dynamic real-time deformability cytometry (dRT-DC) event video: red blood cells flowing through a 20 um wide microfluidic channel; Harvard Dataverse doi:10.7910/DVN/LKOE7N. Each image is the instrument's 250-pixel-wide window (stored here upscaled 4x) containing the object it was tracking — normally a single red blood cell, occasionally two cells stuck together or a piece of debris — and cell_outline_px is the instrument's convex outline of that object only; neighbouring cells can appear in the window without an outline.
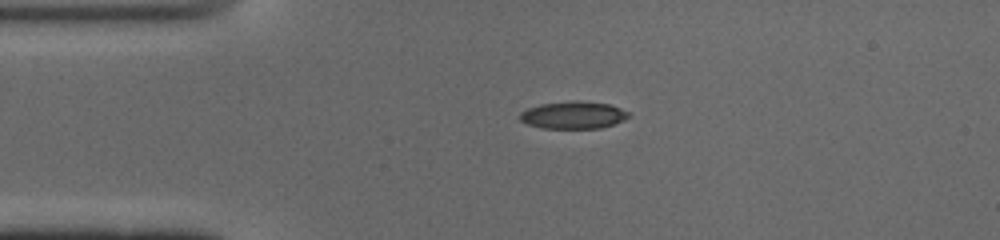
{"species": "common noctule bat (a hibernating species)", "species_latin": "Nyctalus noctula", "temperature_condition": "cold", "stored_images_in_passage": 41, "camera_frame_rate_fps": 3000, "um_per_image_px": 0.085, "animal": {"sex": "male", "body_mass_g": 19.0, "forearm_length_mm": 50.8}, "frame": {"image": 1, "passage_image": 1, "time_ms": 0.0, "image_size_px": [1000, 240], "cell_outline_px": [[628, 116], [624, 120], [600, 128], [540, 128], [528, 124], [520, 120], [520, 112], [528, 108], [540, 104], [572, 100], [580, 100], [608, 104], [620, 108], [628, 112]], "centroid_in_image_um": [48.7, 9.77], "position_along_channel_um": 36.3, "area_um2": 17.28}}
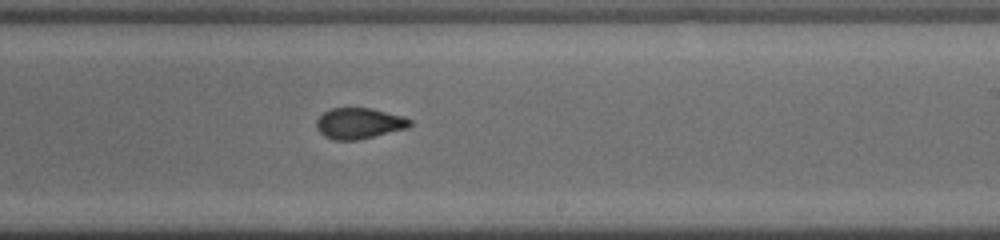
{"frame": {"image": 2, "passage_image": 20, "time_ms": 6.333, "image_size_px": [1000, 240], "cell_outline_px": [[412, 124], [408, 128], [356, 140], [336, 140], [324, 136], [316, 128], [316, 120], [324, 112], [332, 108], [372, 108], [400, 116], [412, 120]], "centroid_in_image_um": [30.5, 10.48], "position_along_channel_um": 258.5, "area_um2": 16.65}}
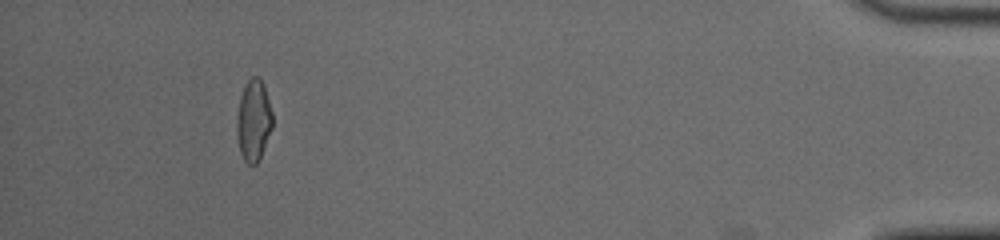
{"frame": {"image": 3, "passage_image": 37, "time_ms": 12.0, "image_size_px": [1000, 240], "cell_outline_px": [[272, 128], [260, 156], [256, 164], [248, 164], [244, 160], [240, 152], [236, 128], [236, 116], [240, 96], [248, 80], [252, 76], [256, 76], [264, 84], [272, 112]], "centroid_in_image_um": [21.54, 10.22], "position_along_channel_um": 413.7, "area_um2": 16.76}, "authors_computed_cell_mechanics": {"area_um2": 16.9354, "velocity_mm_per_s": 3.9476, "shape_relaxation_time_tau1_ms": null, "shape_relaxation_time_tau2_ms": 1.5895, "deformation_change_tau1": null, "deformation_change_tau2": 0.0789}}